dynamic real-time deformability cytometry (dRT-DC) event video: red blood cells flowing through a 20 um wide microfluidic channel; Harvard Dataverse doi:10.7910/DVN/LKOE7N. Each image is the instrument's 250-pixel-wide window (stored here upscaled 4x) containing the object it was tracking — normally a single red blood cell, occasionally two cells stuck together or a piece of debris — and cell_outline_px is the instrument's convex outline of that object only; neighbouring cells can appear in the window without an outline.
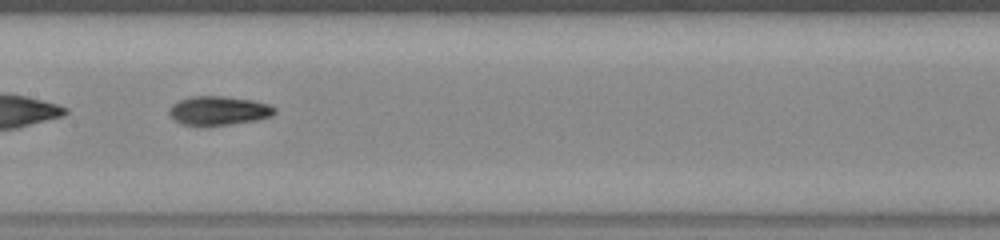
{"species": "common noctule bat (a hibernating species)", "species_latin": "Nyctalus noctula", "temperature_condition": "warm", "stored_images_in_passage": 33, "camera_frame_rate_fps": 3000, "um_per_image_px": 0.085, "animal": {"sex": "female", "body_mass_g": 23.0, "forearm_length_mm": 53.4}, "frame": {"image": 1, "passage_image": 10, "time_ms": 3.0, "image_size_px": [1000, 240], "cell_outline_px": [[276, 112], [272, 116], [256, 120], [200, 128], [180, 124], [168, 112], [172, 104], [180, 100], [192, 96], [224, 96], [252, 100], [268, 104], [276, 108]], "centroid_in_image_um": [18.56, 9.43], "position_along_channel_um": 188.8, "area_um2": 18.09}}